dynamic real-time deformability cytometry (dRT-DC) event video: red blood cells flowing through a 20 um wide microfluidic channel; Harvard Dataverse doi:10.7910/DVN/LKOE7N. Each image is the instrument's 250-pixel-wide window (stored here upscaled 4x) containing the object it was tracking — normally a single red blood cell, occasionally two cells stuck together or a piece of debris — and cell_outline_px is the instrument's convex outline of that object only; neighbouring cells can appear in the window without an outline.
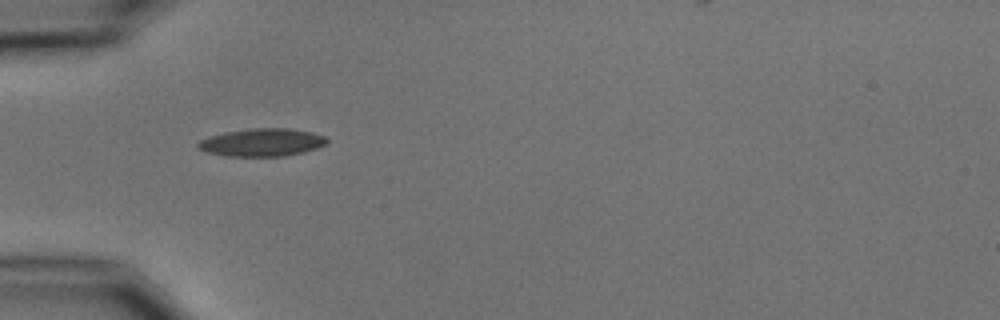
{"species": "common noctule bat (a hibernating species)", "species_latin": "Nyctalus noctula", "temperature_condition": "cold", "stored_images_in_passage": 2, "camera_frame_rate_fps": 3000, "um_per_image_px": 0.085, "animal": {"sex": "male", "body_mass_g": 15.6}, "frame": {"image": 1, "passage_image": 1, "time_ms": 0.0, "image_size_px": [1000, 320], "cell_outline_px": [[328, 144], [304, 152], [284, 156], [224, 156], [208, 152], [196, 148], [196, 144], [200, 140], [224, 132], [248, 128], [288, 128], [312, 132], [324, 136], [328, 140]], "centroid_in_image_um": [22.27, 12.1], "position_along_channel_um": 62.7, "area_um2": 20.98}}